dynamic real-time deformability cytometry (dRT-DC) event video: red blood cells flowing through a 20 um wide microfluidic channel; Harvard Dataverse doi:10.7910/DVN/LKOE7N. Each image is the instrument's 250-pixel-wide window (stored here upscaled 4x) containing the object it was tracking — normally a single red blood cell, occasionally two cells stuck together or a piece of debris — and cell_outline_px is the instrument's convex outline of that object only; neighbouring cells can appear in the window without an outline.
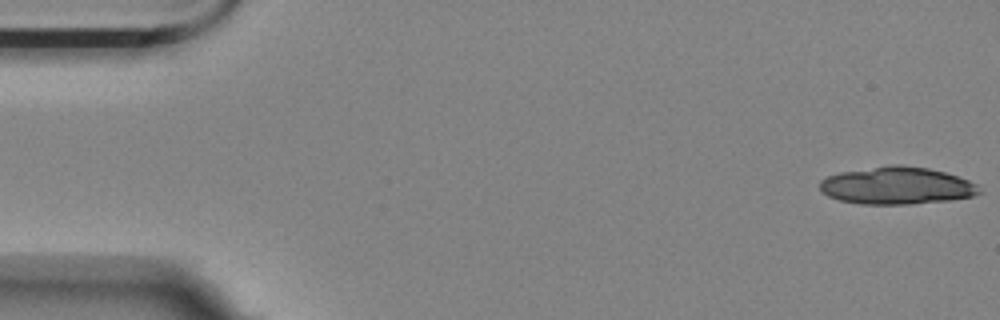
{"species": "Egyptian fruit bat (a non-hibernating species)", "species_latin": "Rousettus aegyptiacus", "temperature_condition": "room temperature", "stored_images_in_passage": 30, "camera_frame_rate_fps": 3000, "um_per_image_px": 0.085, "animal": {"sex": "female"}, "frame": {"image": 1, "passage_image": 1, "time_ms": 0.0, "image_size_px": [1000, 320], "cell_outline_px": [[984, 192], [972, 196], [948, 200], [908, 204], [860, 204], [840, 200], [828, 196], [820, 188], [820, 180], [828, 176], [840, 172], [892, 164], [900, 164], [928, 168], [944, 172], [968, 180], [976, 184]], "centroid_in_image_um": [76.23, 15.77], "position_along_channel_um": 8.8, "area_um2": 34.62}}
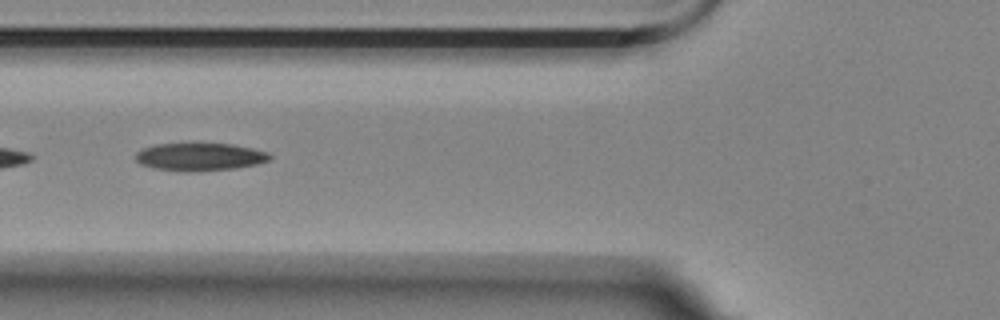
{"frame": {"image": 2, "passage_image": 21, "time_ms": 6.667, "image_size_px": [1000, 320], "cell_outline_px": [[272, 156], [268, 160], [256, 164], [236, 168], [184, 172], [152, 168], [140, 164], [136, 160], [136, 152], [144, 148], [156, 144], [232, 144], [252, 148], [268, 152]], "centroid_in_image_um": [16.96, 13.34], "position_along_channel_um": 108.8, "area_um2": 21.56}}